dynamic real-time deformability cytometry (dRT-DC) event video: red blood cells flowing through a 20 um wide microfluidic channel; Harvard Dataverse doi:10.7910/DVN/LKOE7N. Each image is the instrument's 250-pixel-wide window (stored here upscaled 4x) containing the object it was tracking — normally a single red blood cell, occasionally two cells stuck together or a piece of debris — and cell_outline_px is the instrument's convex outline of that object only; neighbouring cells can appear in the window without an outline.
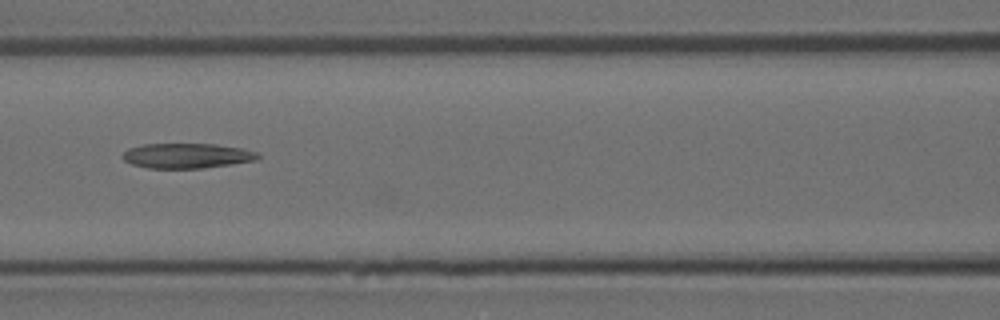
{"species": "Egyptian fruit bat (a non-hibernating species)", "species_latin": "Rousettus aegyptiacus", "temperature_condition": "room temperature", "stored_images_in_passage": 5, "camera_frame_rate_fps": 3000, "um_per_image_px": 0.085, "animal": {"sex": "female"}, "frame": {"image": 1, "passage_image": 5, "time_ms": 1.333, "image_size_px": [1000, 320], "cell_outline_px": [[260, 156], [256, 160], [232, 164], [204, 168], [148, 168], [132, 164], [124, 160], [120, 156], [128, 148], [144, 144], [216, 144], [244, 148], [256, 152]], "centroid_in_image_um": [15.88, 13.23], "position_along_channel_um": 150.7, "area_um2": 19.77}}